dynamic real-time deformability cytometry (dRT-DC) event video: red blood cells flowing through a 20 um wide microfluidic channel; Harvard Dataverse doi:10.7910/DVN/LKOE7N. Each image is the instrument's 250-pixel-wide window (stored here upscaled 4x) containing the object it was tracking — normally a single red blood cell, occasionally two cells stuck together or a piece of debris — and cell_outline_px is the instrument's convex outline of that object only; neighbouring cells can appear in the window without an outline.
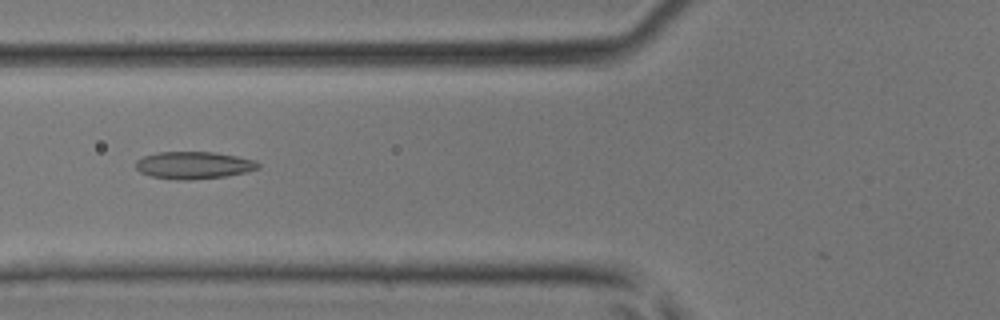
{"species": "common noctule bat (a hibernating species)", "species_latin": "Nyctalus noctula", "temperature_condition": "room temperature", "stored_images_in_passage": 2, "camera_frame_rate_fps": 3000, "um_per_image_px": 0.085, "animal": {"sex": "male", "body_mass_g": 17.9, "forearm_length_mm": 54.2}, "frame": {"image": 1, "passage_image": 2, "time_ms": 0.333, "image_size_px": [1000, 320], "cell_outline_px": [[260, 168], [248, 172], [224, 176], [188, 180], [176, 180], [152, 176], [140, 172], [136, 168], [136, 160], [144, 156], [156, 152], [212, 152], [236, 156], [256, 160], [260, 164]], "centroid_in_image_um": [16.48, 14.04], "position_along_channel_um": 109.3, "area_um2": 19.48}}